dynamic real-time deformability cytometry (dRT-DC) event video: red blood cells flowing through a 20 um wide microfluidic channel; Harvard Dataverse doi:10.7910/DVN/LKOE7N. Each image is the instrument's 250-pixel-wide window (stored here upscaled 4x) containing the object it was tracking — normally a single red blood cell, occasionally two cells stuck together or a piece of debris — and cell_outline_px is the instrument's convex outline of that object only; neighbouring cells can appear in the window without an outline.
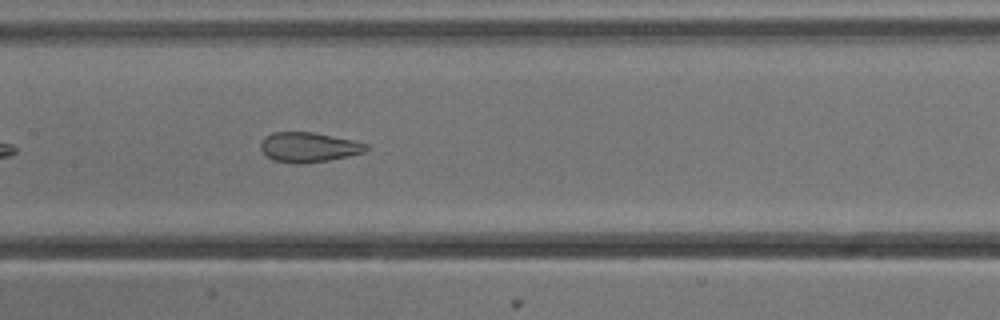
{"species": "common noctule bat (a hibernating species)", "species_latin": "Nyctalus noctula", "temperature_condition": "cold", "stored_images_in_passage": 21, "camera_frame_rate_fps": 3000, "um_per_image_px": 0.085, "animal": {"sex": "male", "body_mass_g": 13.3}, "frame": {"image": 1, "passage_image": 10, "time_ms": 3.0, "image_size_px": [1000, 320], "cell_outline_px": [[372, 148], [364, 152], [348, 156], [328, 160], [304, 164], [292, 164], [272, 160], [260, 148], [260, 144], [264, 136], [272, 132], [312, 132], [352, 140], [368, 144]], "centroid_in_image_um": [26.23, 12.52], "position_along_channel_um": 181.2, "area_um2": 18.5}}
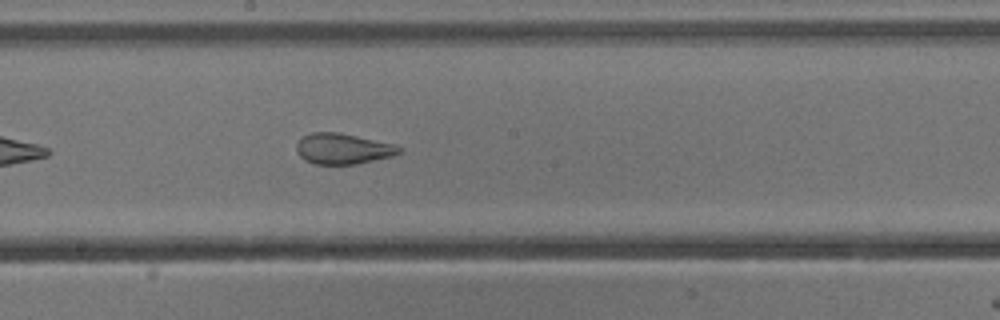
{"frame": {"image": 2, "passage_image": 13, "time_ms": 4.0, "image_size_px": [1000, 320], "cell_outline_px": [[404, 152], [392, 156], [356, 164], [316, 164], [304, 160], [296, 152], [296, 144], [304, 136], [312, 132], [340, 132], [396, 144], [404, 148]], "centroid_in_image_um": [29.2, 12.64], "position_along_channel_um": 219.0, "area_um2": 18.61}}
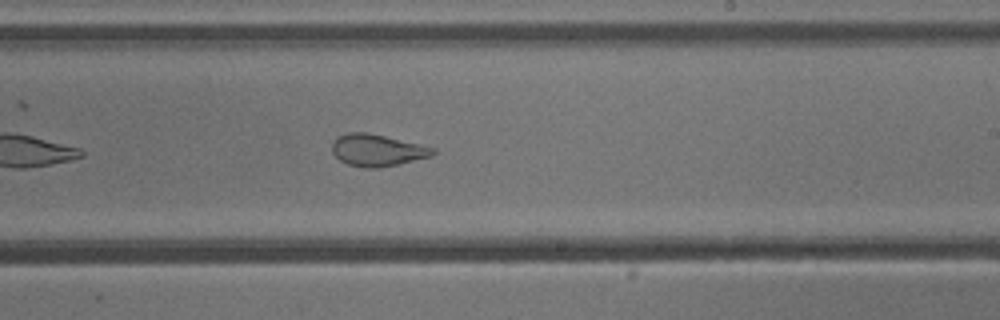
{"frame": {"image": 3, "passage_image": 16, "time_ms": 5.0, "image_size_px": [1000, 320], "cell_outline_px": [[436, 152], [432, 156], [380, 168], [364, 168], [348, 164], [340, 160], [332, 152], [332, 140], [336, 136], [348, 132], [368, 132], [436, 148]], "centroid_in_image_um": [32.04, 12.76], "position_along_channel_um": 257.0, "area_um2": 18.84}}